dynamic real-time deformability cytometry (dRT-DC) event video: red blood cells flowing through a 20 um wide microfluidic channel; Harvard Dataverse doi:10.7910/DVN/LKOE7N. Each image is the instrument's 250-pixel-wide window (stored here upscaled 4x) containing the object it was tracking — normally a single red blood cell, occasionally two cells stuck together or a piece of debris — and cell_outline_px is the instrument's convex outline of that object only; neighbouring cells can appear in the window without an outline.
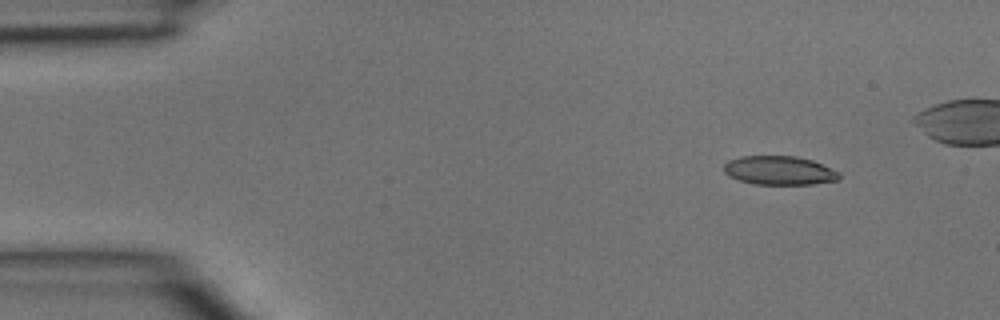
{"species": "common noctule bat (a hibernating species)", "species_latin": "Nyctalus noctula", "temperature_condition": "room temperature", "stored_images_in_passage": 36, "camera_frame_rate_fps": 3000, "um_per_image_px": 0.085, "animal": {"sex": "male", "body_mass_g": 15.6}, "frame": {"image": 1, "passage_image": 1, "time_ms": 0.0, "image_size_px": [1000, 320], "cell_outline_px": [[840, 180], [812, 184], [756, 184], [740, 180], [728, 176], [724, 172], [724, 164], [728, 160], [740, 156], [796, 156], [812, 160], [840, 172]], "centroid_in_image_um": [66.24, 14.48], "position_along_channel_um": 18.8, "area_um2": 19.42}}
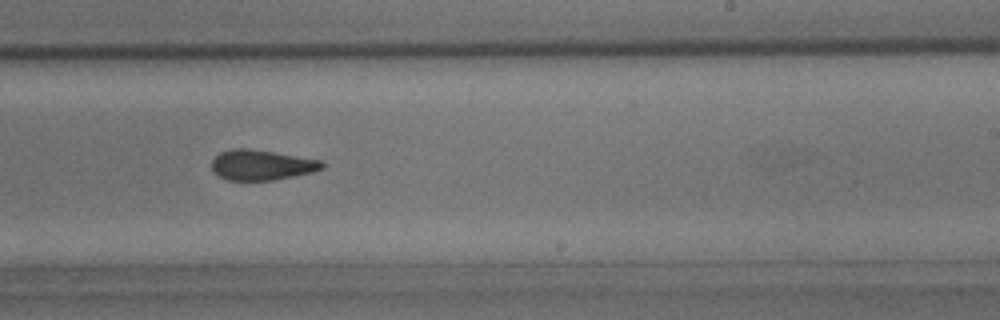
{"frame": {"image": 2, "passage_image": 23, "time_ms": 7.333, "image_size_px": [1000, 320], "cell_outline_px": [[324, 168], [312, 172], [272, 180], [228, 180], [212, 172], [212, 160], [220, 152], [232, 148], [248, 148], [320, 160], [324, 164]], "centroid_in_image_um": [22.19, 14.02], "position_along_channel_um": 266.8, "area_um2": 19.25}}
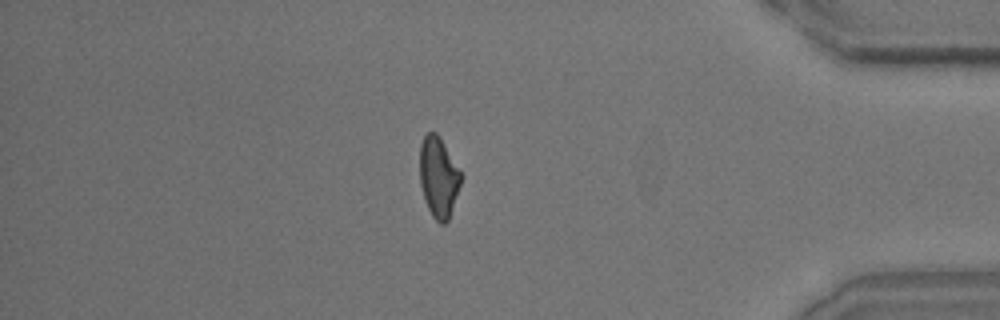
{"frame": {"image": 3, "passage_image": 34, "time_ms": 11.0, "image_size_px": [1000, 320], "cell_outline_px": [[464, 176], [448, 220], [444, 224], [440, 224], [432, 216], [424, 200], [420, 184], [420, 144], [424, 136], [428, 132], [436, 132], [440, 136]], "centroid_in_image_um": [37.29, 15.04], "position_along_channel_um": 397.9, "area_um2": 19.59}}